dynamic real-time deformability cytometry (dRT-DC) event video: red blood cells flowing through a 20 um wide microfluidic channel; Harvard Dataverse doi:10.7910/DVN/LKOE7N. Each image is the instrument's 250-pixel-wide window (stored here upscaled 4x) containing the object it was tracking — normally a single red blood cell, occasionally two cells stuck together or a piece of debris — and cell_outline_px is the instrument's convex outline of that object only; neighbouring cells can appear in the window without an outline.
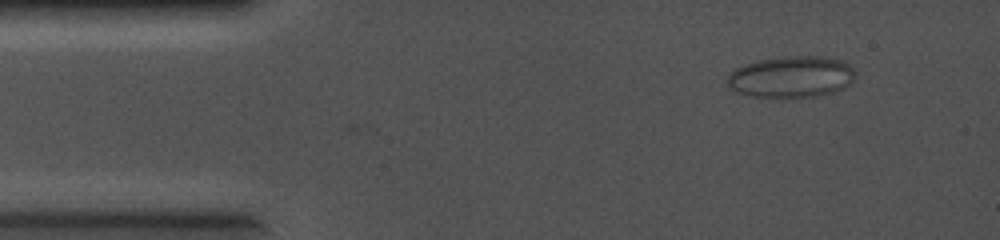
{"species": "common noctule bat (a hibernating species)", "species_latin": "Nyctalus noctula", "temperature_condition": "cold", "stored_images_in_passage": 33, "camera_frame_rate_fps": 5000, "um_per_image_px": 0.085, "animal": {"sex": "female", "body_mass_g": 19.0, "forearm_length_mm": 56.7}, "frame": {"image": 1, "passage_image": 1, "time_ms": 0.0, "image_size_px": [1000, 240], "cell_outline_px": [[856, 76], [848, 84], [836, 92], [816, 96], [756, 96], [736, 92], [728, 84], [728, 76], [736, 68], [744, 64], [760, 60], [784, 56], [816, 56], [844, 60], [856, 72]], "centroid_in_image_um": [67.3, 6.51], "position_along_channel_um": 17.7, "area_um2": 30.52}}
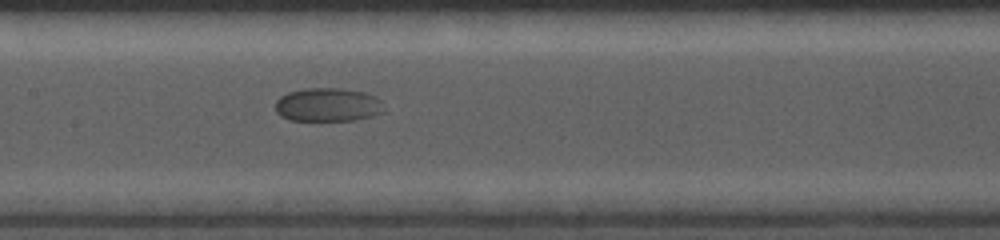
{"frame": {"image": 2, "passage_image": 16, "time_ms": 3.0, "image_size_px": [1000, 240], "cell_outline_px": [[384, 108], [380, 112], [372, 116], [356, 120], [288, 120], [280, 116], [276, 112], [276, 100], [280, 96], [288, 92], [304, 88], [340, 88], [364, 92], [376, 96], [380, 100]], "centroid_in_image_um": [27.84, 8.9], "position_along_channel_um": 179.6, "area_um2": 21.33}}
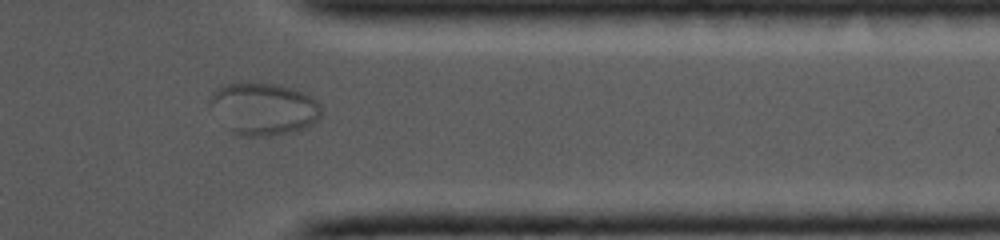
{"frame": {"image": 3, "passage_image": 28, "time_ms": 5.4, "image_size_px": [1000, 240], "cell_outline_px": [[320, 120], [304, 128], [276, 136], [244, 136], [232, 132], [228, 128], [212, 104], [212, 92], [224, 84], [240, 80], [276, 84], [292, 88], [304, 92], [316, 100], [320, 104]], "centroid_in_image_um": [22.46, 9.21], "position_along_channel_um": 388.9, "area_um2": 33.81}}